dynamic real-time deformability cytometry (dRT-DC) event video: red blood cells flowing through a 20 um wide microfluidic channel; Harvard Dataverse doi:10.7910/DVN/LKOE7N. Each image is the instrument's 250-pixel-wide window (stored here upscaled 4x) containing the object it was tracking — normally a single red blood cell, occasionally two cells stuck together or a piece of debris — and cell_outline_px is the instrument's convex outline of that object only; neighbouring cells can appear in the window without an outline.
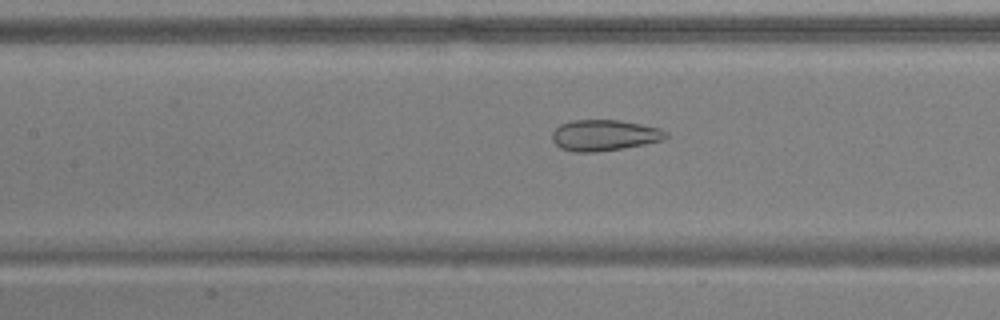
{"species": "common noctule bat (a hibernating species)", "species_latin": "Nyctalus noctula", "temperature_condition": "warm", "stored_images_in_passage": 52, "camera_frame_rate_fps": 3000, "um_per_image_px": 0.085, "animal": {"sex": "male", "body_mass_g": 17.9, "forearm_length_mm": 54.2}, "frame": {"image": 1, "passage_image": 24, "time_ms": 7.667, "image_size_px": [1000, 320], "cell_outline_px": [[668, 136], [664, 140], [644, 144], [596, 152], [572, 152], [560, 148], [552, 140], [552, 132], [560, 124], [572, 120], [620, 120], [660, 128], [668, 132]], "centroid_in_image_um": [51.36, 11.49], "position_along_channel_um": 156.0, "area_um2": 20.58}}
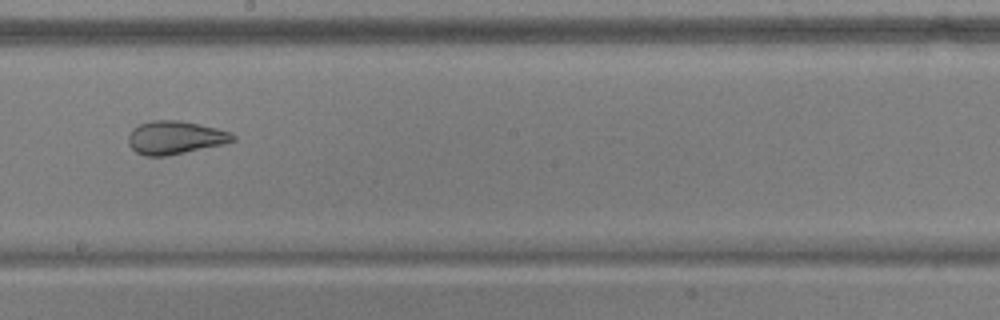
{"frame": {"image": 2, "passage_image": 30, "time_ms": 9.667, "image_size_px": [1000, 320], "cell_outline_px": [[236, 140], [224, 144], [168, 156], [144, 156], [136, 152], [128, 144], [128, 136], [132, 128], [140, 124], [152, 120], [180, 120], [216, 128], [232, 132], [236, 136]], "centroid_in_image_um": [14.89, 11.7], "position_along_channel_um": 233.3, "area_um2": 20.4}}
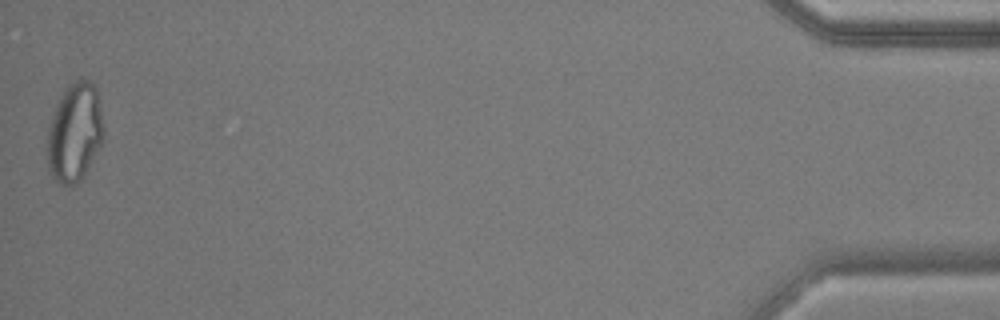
{"frame": {"image": 3, "passage_image": 52, "time_ms": 17.0, "image_size_px": [1000, 320], "cell_outline_px": [[104, 140], [84, 176], [76, 184], [60, 184], [52, 176], [48, 168], [48, 128], [56, 104], [68, 84], [76, 80], [88, 80], [96, 88], [104, 132]], "centroid_in_image_um": [6.35, 11.28], "position_along_channel_um": 428.8, "area_um2": 32.14}, "authors_computed_cell_mechanics": {"area_um2": 27.5417, "velocity_mm_per_s": 3.8686, "shape_relaxation_time_tau1_ms": null, "shape_relaxation_time_tau2_ms": 1.0903, "deformation_change_tau1": null, "deformation_change_tau2": 0.0817}}